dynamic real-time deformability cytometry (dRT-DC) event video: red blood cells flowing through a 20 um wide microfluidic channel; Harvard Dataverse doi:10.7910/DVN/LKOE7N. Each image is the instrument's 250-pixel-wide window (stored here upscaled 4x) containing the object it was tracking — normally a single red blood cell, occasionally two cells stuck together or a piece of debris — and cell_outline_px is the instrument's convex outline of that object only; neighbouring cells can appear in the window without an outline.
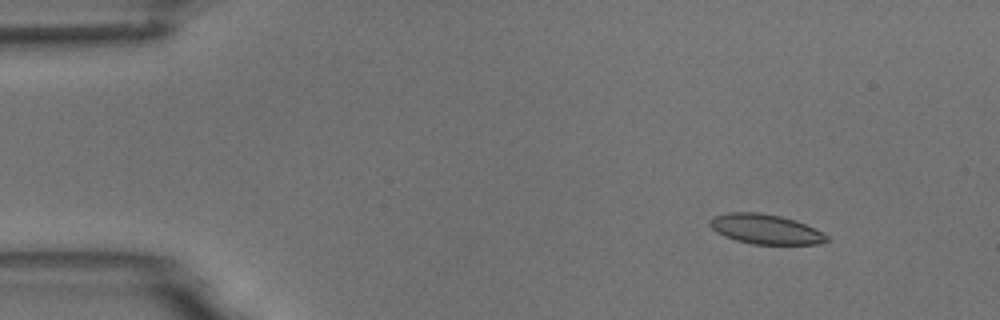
{"species": "common noctule bat (a hibernating species)", "species_latin": "Nyctalus noctula", "temperature_condition": "room temperature", "stored_images_in_passage": 5, "camera_frame_rate_fps": 3000, "um_per_image_px": 0.085, "animal": {"sex": "male", "body_mass_g": 18.8}, "frame": {"image": 1, "passage_image": 2, "time_ms": 1.0, "image_size_px": [1000, 320], "cell_outline_px": [[828, 240], [820, 244], [752, 244], [736, 240], [724, 236], [716, 232], [708, 224], [708, 220], [712, 216], [728, 212], [760, 212], [780, 216], [796, 220], [828, 236]], "centroid_in_image_um": [65.0, 19.47], "position_along_channel_um": 20.0, "area_um2": 20.29}}
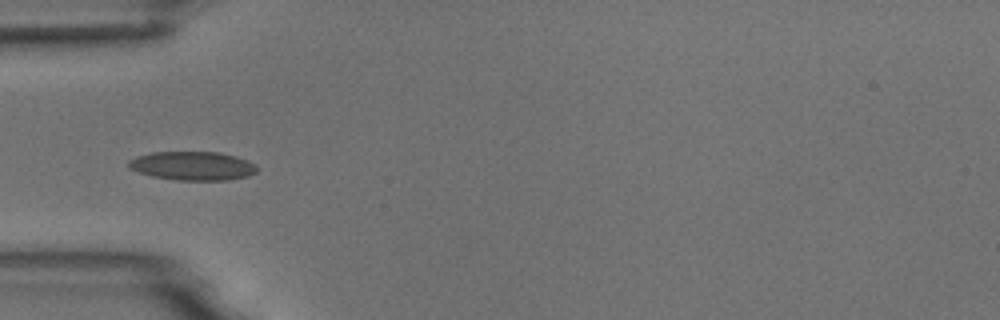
{"frame": {"image": 2, "passage_image": 5, "time_ms": 4.667, "image_size_px": [1000, 320], "cell_outline_px": [[260, 168], [256, 172], [248, 176], [228, 180], [176, 180], [152, 176], [128, 168], [128, 160], [136, 156], [152, 152], [220, 152], [236, 156], [248, 160], [256, 164]], "centroid_in_image_um": [16.4, 14.09], "position_along_channel_um": 68.6, "area_um2": 21.73}}